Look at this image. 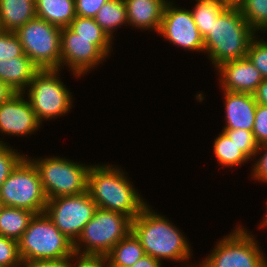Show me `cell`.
Returning a JSON list of instances; mask_svg holds the SVG:
<instances>
[{
    "instance_id": "cell-1",
    "label": "cell",
    "mask_w": 267,
    "mask_h": 267,
    "mask_svg": "<svg viewBox=\"0 0 267 267\" xmlns=\"http://www.w3.org/2000/svg\"><path fill=\"white\" fill-rule=\"evenodd\" d=\"M167 215L158 213L148 204L132 220L131 231L138 238L145 254L164 261L180 263V267H195L192 263L193 247L183 230L177 227ZM182 262V263H181ZM178 265H175V267Z\"/></svg>"
},
{
    "instance_id": "cell-2",
    "label": "cell",
    "mask_w": 267,
    "mask_h": 267,
    "mask_svg": "<svg viewBox=\"0 0 267 267\" xmlns=\"http://www.w3.org/2000/svg\"><path fill=\"white\" fill-rule=\"evenodd\" d=\"M128 176L125 168L118 164L92 163L87 190L98 208L121 213L133 220L148 203Z\"/></svg>"
},
{
    "instance_id": "cell-3",
    "label": "cell",
    "mask_w": 267,
    "mask_h": 267,
    "mask_svg": "<svg viewBox=\"0 0 267 267\" xmlns=\"http://www.w3.org/2000/svg\"><path fill=\"white\" fill-rule=\"evenodd\" d=\"M256 35L237 5H229L204 38V54L214 69L226 61L243 59Z\"/></svg>"
},
{
    "instance_id": "cell-4",
    "label": "cell",
    "mask_w": 267,
    "mask_h": 267,
    "mask_svg": "<svg viewBox=\"0 0 267 267\" xmlns=\"http://www.w3.org/2000/svg\"><path fill=\"white\" fill-rule=\"evenodd\" d=\"M22 263L62 260L75 255L74 243L62 234L45 212L35 214L18 240Z\"/></svg>"
},
{
    "instance_id": "cell-5",
    "label": "cell",
    "mask_w": 267,
    "mask_h": 267,
    "mask_svg": "<svg viewBox=\"0 0 267 267\" xmlns=\"http://www.w3.org/2000/svg\"><path fill=\"white\" fill-rule=\"evenodd\" d=\"M61 69L39 70L23 92L29 100L37 119L43 125L68 116L74 108L75 98L60 76Z\"/></svg>"
},
{
    "instance_id": "cell-6",
    "label": "cell",
    "mask_w": 267,
    "mask_h": 267,
    "mask_svg": "<svg viewBox=\"0 0 267 267\" xmlns=\"http://www.w3.org/2000/svg\"><path fill=\"white\" fill-rule=\"evenodd\" d=\"M241 222L214 244L200 267H267V257L252 231ZM201 260V261H200Z\"/></svg>"
},
{
    "instance_id": "cell-7",
    "label": "cell",
    "mask_w": 267,
    "mask_h": 267,
    "mask_svg": "<svg viewBox=\"0 0 267 267\" xmlns=\"http://www.w3.org/2000/svg\"><path fill=\"white\" fill-rule=\"evenodd\" d=\"M38 170L47 199L77 195L87 191L88 171L92 163L55 155L29 157Z\"/></svg>"
},
{
    "instance_id": "cell-8",
    "label": "cell",
    "mask_w": 267,
    "mask_h": 267,
    "mask_svg": "<svg viewBox=\"0 0 267 267\" xmlns=\"http://www.w3.org/2000/svg\"><path fill=\"white\" fill-rule=\"evenodd\" d=\"M131 224L126 215L97 208L74 243L75 255L105 257L131 231Z\"/></svg>"
},
{
    "instance_id": "cell-9",
    "label": "cell",
    "mask_w": 267,
    "mask_h": 267,
    "mask_svg": "<svg viewBox=\"0 0 267 267\" xmlns=\"http://www.w3.org/2000/svg\"><path fill=\"white\" fill-rule=\"evenodd\" d=\"M0 196L5 206L25 208L35 214L45 211L47 197L37 168L25 156L0 185Z\"/></svg>"
},
{
    "instance_id": "cell-10",
    "label": "cell",
    "mask_w": 267,
    "mask_h": 267,
    "mask_svg": "<svg viewBox=\"0 0 267 267\" xmlns=\"http://www.w3.org/2000/svg\"><path fill=\"white\" fill-rule=\"evenodd\" d=\"M15 34L23 52L40 70L60 69V27L35 17L19 27Z\"/></svg>"
},
{
    "instance_id": "cell-11",
    "label": "cell",
    "mask_w": 267,
    "mask_h": 267,
    "mask_svg": "<svg viewBox=\"0 0 267 267\" xmlns=\"http://www.w3.org/2000/svg\"><path fill=\"white\" fill-rule=\"evenodd\" d=\"M97 208L87 190L77 195L48 199L44 212L59 231L75 243Z\"/></svg>"
},
{
    "instance_id": "cell-12",
    "label": "cell",
    "mask_w": 267,
    "mask_h": 267,
    "mask_svg": "<svg viewBox=\"0 0 267 267\" xmlns=\"http://www.w3.org/2000/svg\"><path fill=\"white\" fill-rule=\"evenodd\" d=\"M109 58L94 44V39L79 37L68 27L61 28L60 69L66 67L75 78L84 77Z\"/></svg>"
},
{
    "instance_id": "cell-13",
    "label": "cell",
    "mask_w": 267,
    "mask_h": 267,
    "mask_svg": "<svg viewBox=\"0 0 267 267\" xmlns=\"http://www.w3.org/2000/svg\"><path fill=\"white\" fill-rule=\"evenodd\" d=\"M174 1L169 0L165 5L158 35L184 51L204 53V39L191 10L179 7Z\"/></svg>"
},
{
    "instance_id": "cell-14",
    "label": "cell",
    "mask_w": 267,
    "mask_h": 267,
    "mask_svg": "<svg viewBox=\"0 0 267 267\" xmlns=\"http://www.w3.org/2000/svg\"><path fill=\"white\" fill-rule=\"evenodd\" d=\"M42 124L24 93H15L0 104V135L26 137L37 134Z\"/></svg>"
},
{
    "instance_id": "cell-15",
    "label": "cell",
    "mask_w": 267,
    "mask_h": 267,
    "mask_svg": "<svg viewBox=\"0 0 267 267\" xmlns=\"http://www.w3.org/2000/svg\"><path fill=\"white\" fill-rule=\"evenodd\" d=\"M219 77V89L254 94L264 80L247 58L226 61L214 69Z\"/></svg>"
},
{
    "instance_id": "cell-16",
    "label": "cell",
    "mask_w": 267,
    "mask_h": 267,
    "mask_svg": "<svg viewBox=\"0 0 267 267\" xmlns=\"http://www.w3.org/2000/svg\"><path fill=\"white\" fill-rule=\"evenodd\" d=\"M223 92L225 125L222 130L253 131L257 102L254 94L240 92Z\"/></svg>"
},
{
    "instance_id": "cell-17",
    "label": "cell",
    "mask_w": 267,
    "mask_h": 267,
    "mask_svg": "<svg viewBox=\"0 0 267 267\" xmlns=\"http://www.w3.org/2000/svg\"><path fill=\"white\" fill-rule=\"evenodd\" d=\"M169 0H124L127 10L128 27L139 31H154L161 27L163 11Z\"/></svg>"
},
{
    "instance_id": "cell-18",
    "label": "cell",
    "mask_w": 267,
    "mask_h": 267,
    "mask_svg": "<svg viewBox=\"0 0 267 267\" xmlns=\"http://www.w3.org/2000/svg\"><path fill=\"white\" fill-rule=\"evenodd\" d=\"M39 70L24 53L20 57L0 60V81L16 93H23Z\"/></svg>"
},
{
    "instance_id": "cell-19",
    "label": "cell",
    "mask_w": 267,
    "mask_h": 267,
    "mask_svg": "<svg viewBox=\"0 0 267 267\" xmlns=\"http://www.w3.org/2000/svg\"><path fill=\"white\" fill-rule=\"evenodd\" d=\"M36 17L35 0H0L2 31L15 32Z\"/></svg>"
},
{
    "instance_id": "cell-20",
    "label": "cell",
    "mask_w": 267,
    "mask_h": 267,
    "mask_svg": "<svg viewBox=\"0 0 267 267\" xmlns=\"http://www.w3.org/2000/svg\"><path fill=\"white\" fill-rule=\"evenodd\" d=\"M36 17L58 26L68 27L76 17L75 0H35Z\"/></svg>"
},
{
    "instance_id": "cell-21",
    "label": "cell",
    "mask_w": 267,
    "mask_h": 267,
    "mask_svg": "<svg viewBox=\"0 0 267 267\" xmlns=\"http://www.w3.org/2000/svg\"><path fill=\"white\" fill-rule=\"evenodd\" d=\"M145 255L135 234L130 231L105 256L107 267H131Z\"/></svg>"
},
{
    "instance_id": "cell-22",
    "label": "cell",
    "mask_w": 267,
    "mask_h": 267,
    "mask_svg": "<svg viewBox=\"0 0 267 267\" xmlns=\"http://www.w3.org/2000/svg\"><path fill=\"white\" fill-rule=\"evenodd\" d=\"M94 20L114 41L117 33L115 31L123 26H128L124 0H108L98 10Z\"/></svg>"
},
{
    "instance_id": "cell-23",
    "label": "cell",
    "mask_w": 267,
    "mask_h": 267,
    "mask_svg": "<svg viewBox=\"0 0 267 267\" xmlns=\"http://www.w3.org/2000/svg\"><path fill=\"white\" fill-rule=\"evenodd\" d=\"M213 154L215 155L217 166L222 168L233 169L240 168L245 163H250L251 160L240 150V147L227 136L224 131H221L213 141ZM250 161V162H249Z\"/></svg>"
},
{
    "instance_id": "cell-24",
    "label": "cell",
    "mask_w": 267,
    "mask_h": 267,
    "mask_svg": "<svg viewBox=\"0 0 267 267\" xmlns=\"http://www.w3.org/2000/svg\"><path fill=\"white\" fill-rule=\"evenodd\" d=\"M68 28L79 37L94 39V44L109 58L112 55L114 41L95 22L94 18L76 16Z\"/></svg>"
},
{
    "instance_id": "cell-25",
    "label": "cell",
    "mask_w": 267,
    "mask_h": 267,
    "mask_svg": "<svg viewBox=\"0 0 267 267\" xmlns=\"http://www.w3.org/2000/svg\"><path fill=\"white\" fill-rule=\"evenodd\" d=\"M34 215L25 208L5 206L0 214V235L18 241Z\"/></svg>"
},
{
    "instance_id": "cell-26",
    "label": "cell",
    "mask_w": 267,
    "mask_h": 267,
    "mask_svg": "<svg viewBox=\"0 0 267 267\" xmlns=\"http://www.w3.org/2000/svg\"><path fill=\"white\" fill-rule=\"evenodd\" d=\"M191 7L194 22L203 39L211 30L214 20L230 5L225 0H195Z\"/></svg>"
},
{
    "instance_id": "cell-27",
    "label": "cell",
    "mask_w": 267,
    "mask_h": 267,
    "mask_svg": "<svg viewBox=\"0 0 267 267\" xmlns=\"http://www.w3.org/2000/svg\"><path fill=\"white\" fill-rule=\"evenodd\" d=\"M236 5L257 34L267 33V0H241Z\"/></svg>"
},
{
    "instance_id": "cell-28",
    "label": "cell",
    "mask_w": 267,
    "mask_h": 267,
    "mask_svg": "<svg viewBox=\"0 0 267 267\" xmlns=\"http://www.w3.org/2000/svg\"><path fill=\"white\" fill-rule=\"evenodd\" d=\"M4 138H0V185L8 178L12 170L26 156L10 143L5 142Z\"/></svg>"
},
{
    "instance_id": "cell-29",
    "label": "cell",
    "mask_w": 267,
    "mask_h": 267,
    "mask_svg": "<svg viewBox=\"0 0 267 267\" xmlns=\"http://www.w3.org/2000/svg\"><path fill=\"white\" fill-rule=\"evenodd\" d=\"M261 38V39H260ZM256 35L250 42L246 57L261 73L263 79H267V39Z\"/></svg>"
},
{
    "instance_id": "cell-30",
    "label": "cell",
    "mask_w": 267,
    "mask_h": 267,
    "mask_svg": "<svg viewBox=\"0 0 267 267\" xmlns=\"http://www.w3.org/2000/svg\"><path fill=\"white\" fill-rule=\"evenodd\" d=\"M0 267H23L18 241L0 235Z\"/></svg>"
},
{
    "instance_id": "cell-31",
    "label": "cell",
    "mask_w": 267,
    "mask_h": 267,
    "mask_svg": "<svg viewBox=\"0 0 267 267\" xmlns=\"http://www.w3.org/2000/svg\"><path fill=\"white\" fill-rule=\"evenodd\" d=\"M222 131H224L231 141H234L240 147V150L252 161L258 148L253 132L241 129Z\"/></svg>"
},
{
    "instance_id": "cell-32",
    "label": "cell",
    "mask_w": 267,
    "mask_h": 267,
    "mask_svg": "<svg viewBox=\"0 0 267 267\" xmlns=\"http://www.w3.org/2000/svg\"><path fill=\"white\" fill-rule=\"evenodd\" d=\"M24 54L22 44L15 34L11 31L0 32V60L20 57Z\"/></svg>"
},
{
    "instance_id": "cell-33",
    "label": "cell",
    "mask_w": 267,
    "mask_h": 267,
    "mask_svg": "<svg viewBox=\"0 0 267 267\" xmlns=\"http://www.w3.org/2000/svg\"><path fill=\"white\" fill-rule=\"evenodd\" d=\"M252 161L251 179L267 185V143L258 146Z\"/></svg>"
},
{
    "instance_id": "cell-34",
    "label": "cell",
    "mask_w": 267,
    "mask_h": 267,
    "mask_svg": "<svg viewBox=\"0 0 267 267\" xmlns=\"http://www.w3.org/2000/svg\"><path fill=\"white\" fill-rule=\"evenodd\" d=\"M253 136L258 146L267 143V106L257 104Z\"/></svg>"
},
{
    "instance_id": "cell-35",
    "label": "cell",
    "mask_w": 267,
    "mask_h": 267,
    "mask_svg": "<svg viewBox=\"0 0 267 267\" xmlns=\"http://www.w3.org/2000/svg\"><path fill=\"white\" fill-rule=\"evenodd\" d=\"M108 0H75L76 16L94 18Z\"/></svg>"
},
{
    "instance_id": "cell-36",
    "label": "cell",
    "mask_w": 267,
    "mask_h": 267,
    "mask_svg": "<svg viewBox=\"0 0 267 267\" xmlns=\"http://www.w3.org/2000/svg\"><path fill=\"white\" fill-rule=\"evenodd\" d=\"M70 267H107L105 257L77 256L70 258Z\"/></svg>"
},
{
    "instance_id": "cell-37",
    "label": "cell",
    "mask_w": 267,
    "mask_h": 267,
    "mask_svg": "<svg viewBox=\"0 0 267 267\" xmlns=\"http://www.w3.org/2000/svg\"><path fill=\"white\" fill-rule=\"evenodd\" d=\"M23 267H70V258L62 260L27 262Z\"/></svg>"
},
{
    "instance_id": "cell-38",
    "label": "cell",
    "mask_w": 267,
    "mask_h": 267,
    "mask_svg": "<svg viewBox=\"0 0 267 267\" xmlns=\"http://www.w3.org/2000/svg\"><path fill=\"white\" fill-rule=\"evenodd\" d=\"M163 265V266H162ZM131 267H166L161 261L145 254L141 259L135 262Z\"/></svg>"
},
{
    "instance_id": "cell-39",
    "label": "cell",
    "mask_w": 267,
    "mask_h": 267,
    "mask_svg": "<svg viewBox=\"0 0 267 267\" xmlns=\"http://www.w3.org/2000/svg\"><path fill=\"white\" fill-rule=\"evenodd\" d=\"M257 104L267 106V79H264L254 93Z\"/></svg>"
},
{
    "instance_id": "cell-40",
    "label": "cell",
    "mask_w": 267,
    "mask_h": 267,
    "mask_svg": "<svg viewBox=\"0 0 267 267\" xmlns=\"http://www.w3.org/2000/svg\"><path fill=\"white\" fill-rule=\"evenodd\" d=\"M16 92L13 91L6 83L0 81V104L8 100Z\"/></svg>"
},
{
    "instance_id": "cell-41",
    "label": "cell",
    "mask_w": 267,
    "mask_h": 267,
    "mask_svg": "<svg viewBox=\"0 0 267 267\" xmlns=\"http://www.w3.org/2000/svg\"><path fill=\"white\" fill-rule=\"evenodd\" d=\"M266 212L264 213L265 215H264V217H263V219H261L262 221H260L261 223H259L257 226V229H265V228H267V202H266Z\"/></svg>"
},
{
    "instance_id": "cell-42",
    "label": "cell",
    "mask_w": 267,
    "mask_h": 267,
    "mask_svg": "<svg viewBox=\"0 0 267 267\" xmlns=\"http://www.w3.org/2000/svg\"><path fill=\"white\" fill-rule=\"evenodd\" d=\"M228 4L230 5H236L238 4L241 0H225Z\"/></svg>"
},
{
    "instance_id": "cell-43",
    "label": "cell",
    "mask_w": 267,
    "mask_h": 267,
    "mask_svg": "<svg viewBox=\"0 0 267 267\" xmlns=\"http://www.w3.org/2000/svg\"><path fill=\"white\" fill-rule=\"evenodd\" d=\"M4 207H5V205H4L3 200H2V198H1V196H0V214H1L2 209H3Z\"/></svg>"
}]
</instances>
